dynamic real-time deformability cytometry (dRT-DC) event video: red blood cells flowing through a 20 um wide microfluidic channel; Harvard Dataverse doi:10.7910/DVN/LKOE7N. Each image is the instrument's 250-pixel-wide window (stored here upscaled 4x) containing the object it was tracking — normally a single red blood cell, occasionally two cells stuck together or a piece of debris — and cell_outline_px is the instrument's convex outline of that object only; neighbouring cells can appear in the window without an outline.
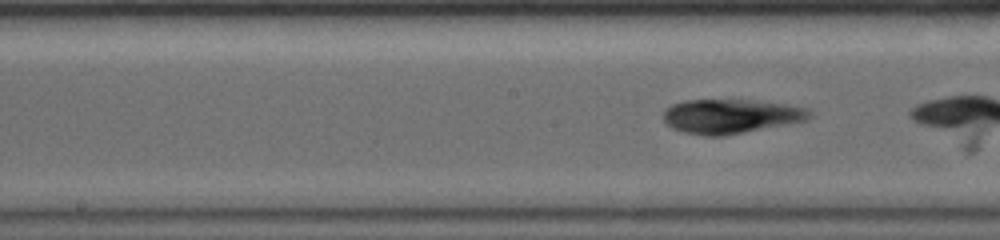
{"species": "common noctule bat (a hibernating species)", "species_latin": "Nyctalus noctula", "temperature_condition": "warm", "stored_images_in_passage": 26, "camera_frame_rate_fps": 5000, "um_per_image_px": 0.085, "animal": {"sex": "female", "body_mass_g": 19.0, "forearm_length_mm": 56.7}, "frame": {"image": 1, "passage_image": 19, "time_ms": 3.6, "image_size_px": [1000, 240], "cell_outline_px": [[812, 112], [804, 120], [724, 136], [704, 136], [684, 132], [672, 128], [664, 120], [664, 112], [672, 104], [684, 100], [756, 100], [788, 104], [804, 108]], "centroid_in_image_um": [62.07, 9.87], "position_along_channel_um": 186.1, "area_um2": 28.84}}